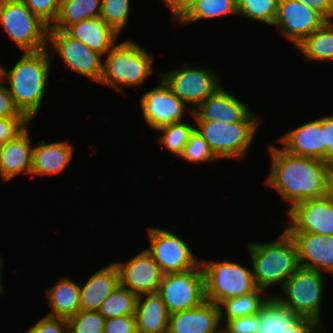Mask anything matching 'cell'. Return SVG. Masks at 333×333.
<instances>
[{"instance_id":"obj_48","label":"cell","mask_w":333,"mask_h":333,"mask_svg":"<svg viewBox=\"0 0 333 333\" xmlns=\"http://www.w3.org/2000/svg\"><path fill=\"white\" fill-rule=\"evenodd\" d=\"M4 257L3 256H0V297H1V295L3 294H5V288H4V284L2 283L3 282V263H4V259H3Z\"/></svg>"},{"instance_id":"obj_21","label":"cell","mask_w":333,"mask_h":333,"mask_svg":"<svg viewBox=\"0 0 333 333\" xmlns=\"http://www.w3.org/2000/svg\"><path fill=\"white\" fill-rule=\"evenodd\" d=\"M74 146L67 140L37 141L32 148L31 180L40 176H54L65 171L73 158ZM39 175V176H38Z\"/></svg>"},{"instance_id":"obj_5","label":"cell","mask_w":333,"mask_h":333,"mask_svg":"<svg viewBox=\"0 0 333 333\" xmlns=\"http://www.w3.org/2000/svg\"><path fill=\"white\" fill-rule=\"evenodd\" d=\"M262 120L259 114L251 111L240 122H195V129L218 160L239 161L247 156L255 135L263 124Z\"/></svg>"},{"instance_id":"obj_22","label":"cell","mask_w":333,"mask_h":333,"mask_svg":"<svg viewBox=\"0 0 333 333\" xmlns=\"http://www.w3.org/2000/svg\"><path fill=\"white\" fill-rule=\"evenodd\" d=\"M221 330L219 306L208 301L170 315L168 333H220Z\"/></svg>"},{"instance_id":"obj_14","label":"cell","mask_w":333,"mask_h":333,"mask_svg":"<svg viewBox=\"0 0 333 333\" xmlns=\"http://www.w3.org/2000/svg\"><path fill=\"white\" fill-rule=\"evenodd\" d=\"M286 213L288 233L333 235V191L320 198L296 203Z\"/></svg>"},{"instance_id":"obj_26","label":"cell","mask_w":333,"mask_h":333,"mask_svg":"<svg viewBox=\"0 0 333 333\" xmlns=\"http://www.w3.org/2000/svg\"><path fill=\"white\" fill-rule=\"evenodd\" d=\"M45 295L50 308L47 316L68 319L80 311V284L69 276L60 277Z\"/></svg>"},{"instance_id":"obj_45","label":"cell","mask_w":333,"mask_h":333,"mask_svg":"<svg viewBox=\"0 0 333 333\" xmlns=\"http://www.w3.org/2000/svg\"><path fill=\"white\" fill-rule=\"evenodd\" d=\"M323 131L325 137V161L333 165V114L324 115Z\"/></svg>"},{"instance_id":"obj_47","label":"cell","mask_w":333,"mask_h":333,"mask_svg":"<svg viewBox=\"0 0 333 333\" xmlns=\"http://www.w3.org/2000/svg\"><path fill=\"white\" fill-rule=\"evenodd\" d=\"M323 323L310 318H301L286 333H315Z\"/></svg>"},{"instance_id":"obj_40","label":"cell","mask_w":333,"mask_h":333,"mask_svg":"<svg viewBox=\"0 0 333 333\" xmlns=\"http://www.w3.org/2000/svg\"><path fill=\"white\" fill-rule=\"evenodd\" d=\"M222 329L226 333H257L259 329V312L250 316H243L228 320Z\"/></svg>"},{"instance_id":"obj_42","label":"cell","mask_w":333,"mask_h":333,"mask_svg":"<svg viewBox=\"0 0 333 333\" xmlns=\"http://www.w3.org/2000/svg\"><path fill=\"white\" fill-rule=\"evenodd\" d=\"M104 333H138L135 315L105 319Z\"/></svg>"},{"instance_id":"obj_49","label":"cell","mask_w":333,"mask_h":333,"mask_svg":"<svg viewBox=\"0 0 333 333\" xmlns=\"http://www.w3.org/2000/svg\"><path fill=\"white\" fill-rule=\"evenodd\" d=\"M326 326L327 325L323 324L315 333H331Z\"/></svg>"},{"instance_id":"obj_29","label":"cell","mask_w":333,"mask_h":333,"mask_svg":"<svg viewBox=\"0 0 333 333\" xmlns=\"http://www.w3.org/2000/svg\"><path fill=\"white\" fill-rule=\"evenodd\" d=\"M270 295L263 289L256 288L248 294L224 300L218 305L222 326L230 319L257 314Z\"/></svg>"},{"instance_id":"obj_15","label":"cell","mask_w":333,"mask_h":333,"mask_svg":"<svg viewBox=\"0 0 333 333\" xmlns=\"http://www.w3.org/2000/svg\"><path fill=\"white\" fill-rule=\"evenodd\" d=\"M326 20L315 10L296 0H279L277 15L272 27L278 29L295 47Z\"/></svg>"},{"instance_id":"obj_3","label":"cell","mask_w":333,"mask_h":333,"mask_svg":"<svg viewBox=\"0 0 333 333\" xmlns=\"http://www.w3.org/2000/svg\"><path fill=\"white\" fill-rule=\"evenodd\" d=\"M244 245L251 259L254 282L266 292L277 285L280 289L300 267L296 244L285 229L270 242Z\"/></svg>"},{"instance_id":"obj_39","label":"cell","mask_w":333,"mask_h":333,"mask_svg":"<svg viewBox=\"0 0 333 333\" xmlns=\"http://www.w3.org/2000/svg\"><path fill=\"white\" fill-rule=\"evenodd\" d=\"M21 333H69L67 319L44 315Z\"/></svg>"},{"instance_id":"obj_36","label":"cell","mask_w":333,"mask_h":333,"mask_svg":"<svg viewBox=\"0 0 333 333\" xmlns=\"http://www.w3.org/2000/svg\"><path fill=\"white\" fill-rule=\"evenodd\" d=\"M183 161L189 164H206L210 162H218V159L214 156L208 143L205 139L196 131L193 132L189 136V140L186 146L183 149L180 157Z\"/></svg>"},{"instance_id":"obj_27","label":"cell","mask_w":333,"mask_h":333,"mask_svg":"<svg viewBox=\"0 0 333 333\" xmlns=\"http://www.w3.org/2000/svg\"><path fill=\"white\" fill-rule=\"evenodd\" d=\"M300 319L299 315L270 295L260 308L257 333H286Z\"/></svg>"},{"instance_id":"obj_17","label":"cell","mask_w":333,"mask_h":333,"mask_svg":"<svg viewBox=\"0 0 333 333\" xmlns=\"http://www.w3.org/2000/svg\"><path fill=\"white\" fill-rule=\"evenodd\" d=\"M251 108L244 100L221 86L214 94L206 98L191 115L194 122H226L242 121Z\"/></svg>"},{"instance_id":"obj_43","label":"cell","mask_w":333,"mask_h":333,"mask_svg":"<svg viewBox=\"0 0 333 333\" xmlns=\"http://www.w3.org/2000/svg\"><path fill=\"white\" fill-rule=\"evenodd\" d=\"M0 117L4 118H26L15 107L12 96L5 83L0 79Z\"/></svg>"},{"instance_id":"obj_46","label":"cell","mask_w":333,"mask_h":333,"mask_svg":"<svg viewBox=\"0 0 333 333\" xmlns=\"http://www.w3.org/2000/svg\"><path fill=\"white\" fill-rule=\"evenodd\" d=\"M318 12L326 21H333V0H296Z\"/></svg>"},{"instance_id":"obj_35","label":"cell","mask_w":333,"mask_h":333,"mask_svg":"<svg viewBox=\"0 0 333 333\" xmlns=\"http://www.w3.org/2000/svg\"><path fill=\"white\" fill-rule=\"evenodd\" d=\"M132 0H102L100 17L118 35L127 28L130 20Z\"/></svg>"},{"instance_id":"obj_18","label":"cell","mask_w":333,"mask_h":333,"mask_svg":"<svg viewBox=\"0 0 333 333\" xmlns=\"http://www.w3.org/2000/svg\"><path fill=\"white\" fill-rule=\"evenodd\" d=\"M277 142L287 153L325 161L323 116L290 129Z\"/></svg>"},{"instance_id":"obj_23","label":"cell","mask_w":333,"mask_h":333,"mask_svg":"<svg viewBox=\"0 0 333 333\" xmlns=\"http://www.w3.org/2000/svg\"><path fill=\"white\" fill-rule=\"evenodd\" d=\"M119 285V274L113 261L94 271L80 285V310L99 311L102 302Z\"/></svg>"},{"instance_id":"obj_9","label":"cell","mask_w":333,"mask_h":333,"mask_svg":"<svg viewBox=\"0 0 333 333\" xmlns=\"http://www.w3.org/2000/svg\"><path fill=\"white\" fill-rule=\"evenodd\" d=\"M222 76L205 64L188 61L176 69L159 73L171 91L192 111L222 86Z\"/></svg>"},{"instance_id":"obj_12","label":"cell","mask_w":333,"mask_h":333,"mask_svg":"<svg viewBox=\"0 0 333 333\" xmlns=\"http://www.w3.org/2000/svg\"><path fill=\"white\" fill-rule=\"evenodd\" d=\"M169 314L199 307L206 301L201 264L194 269L163 275L157 292Z\"/></svg>"},{"instance_id":"obj_4","label":"cell","mask_w":333,"mask_h":333,"mask_svg":"<svg viewBox=\"0 0 333 333\" xmlns=\"http://www.w3.org/2000/svg\"><path fill=\"white\" fill-rule=\"evenodd\" d=\"M153 57V53L135 40L117 41L103 57L100 85L113 88L122 95L124 88L138 89L153 73L159 77L160 71L156 72Z\"/></svg>"},{"instance_id":"obj_37","label":"cell","mask_w":333,"mask_h":333,"mask_svg":"<svg viewBox=\"0 0 333 333\" xmlns=\"http://www.w3.org/2000/svg\"><path fill=\"white\" fill-rule=\"evenodd\" d=\"M69 333H104L105 317L99 311H79L67 319Z\"/></svg>"},{"instance_id":"obj_41","label":"cell","mask_w":333,"mask_h":333,"mask_svg":"<svg viewBox=\"0 0 333 333\" xmlns=\"http://www.w3.org/2000/svg\"><path fill=\"white\" fill-rule=\"evenodd\" d=\"M29 123L27 118L0 117V145L17 136Z\"/></svg>"},{"instance_id":"obj_11","label":"cell","mask_w":333,"mask_h":333,"mask_svg":"<svg viewBox=\"0 0 333 333\" xmlns=\"http://www.w3.org/2000/svg\"><path fill=\"white\" fill-rule=\"evenodd\" d=\"M47 50L51 57L57 54L68 71L93 82H100L103 56L72 38L64 30L48 29Z\"/></svg>"},{"instance_id":"obj_2","label":"cell","mask_w":333,"mask_h":333,"mask_svg":"<svg viewBox=\"0 0 333 333\" xmlns=\"http://www.w3.org/2000/svg\"><path fill=\"white\" fill-rule=\"evenodd\" d=\"M52 59L46 48L36 52H22L20 59L9 70L0 62V79L7 86L15 107L30 122L43 107L53 68Z\"/></svg>"},{"instance_id":"obj_6","label":"cell","mask_w":333,"mask_h":333,"mask_svg":"<svg viewBox=\"0 0 333 333\" xmlns=\"http://www.w3.org/2000/svg\"><path fill=\"white\" fill-rule=\"evenodd\" d=\"M325 279L317 270L299 267L279 289L281 293H269L301 318H310L329 325L324 322L321 312L327 282Z\"/></svg>"},{"instance_id":"obj_8","label":"cell","mask_w":333,"mask_h":333,"mask_svg":"<svg viewBox=\"0 0 333 333\" xmlns=\"http://www.w3.org/2000/svg\"><path fill=\"white\" fill-rule=\"evenodd\" d=\"M20 49L36 52L47 48L49 26L22 0H0V28Z\"/></svg>"},{"instance_id":"obj_44","label":"cell","mask_w":333,"mask_h":333,"mask_svg":"<svg viewBox=\"0 0 333 333\" xmlns=\"http://www.w3.org/2000/svg\"><path fill=\"white\" fill-rule=\"evenodd\" d=\"M198 0H163L169 9L170 18L177 24L196 4Z\"/></svg>"},{"instance_id":"obj_33","label":"cell","mask_w":333,"mask_h":333,"mask_svg":"<svg viewBox=\"0 0 333 333\" xmlns=\"http://www.w3.org/2000/svg\"><path fill=\"white\" fill-rule=\"evenodd\" d=\"M137 298V295L118 285L102 302L99 312L105 319L117 318L123 315H135Z\"/></svg>"},{"instance_id":"obj_28","label":"cell","mask_w":333,"mask_h":333,"mask_svg":"<svg viewBox=\"0 0 333 333\" xmlns=\"http://www.w3.org/2000/svg\"><path fill=\"white\" fill-rule=\"evenodd\" d=\"M295 48L309 61L333 60V21H326Z\"/></svg>"},{"instance_id":"obj_13","label":"cell","mask_w":333,"mask_h":333,"mask_svg":"<svg viewBox=\"0 0 333 333\" xmlns=\"http://www.w3.org/2000/svg\"><path fill=\"white\" fill-rule=\"evenodd\" d=\"M155 87L144 92L140 98L145 125L156 132L162 126L186 121V112L193 113L159 77Z\"/></svg>"},{"instance_id":"obj_20","label":"cell","mask_w":333,"mask_h":333,"mask_svg":"<svg viewBox=\"0 0 333 333\" xmlns=\"http://www.w3.org/2000/svg\"><path fill=\"white\" fill-rule=\"evenodd\" d=\"M29 125L13 139L0 145V179L3 182L25 174L31 179L33 143Z\"/></svg>"},{"instance_id":"obj_16","label":"cell","mask_w":333,"mask_h":333,"mask_svg":"<svg viewBox=\"0 0 333 333\" xmlns=\"http://www.w3.org/2000/svg\"><path fill=\"white\" fill-rule=\"evenodd\" d=\"M113 263L118 270L120 286L137 296L158 292L164 274L146 249L127 261Z\"/></svg>"},{"instance_id":"obj_7","label":"cell","mask_w":333,"mask_h":333,"mask_svg":"<svg viewBox=\"0 0 333 333\" xmlns=\"http://www.w3.org/2000/svg\"><path fill=\"white\" fill-rule=\"evenodd\" d=\"M205 278L206 301L219 305L228 298L254 291L257 286L252 268L239 261L224 259H201Z\"/></svg>"},{"instance_id":"obj_24","label":"cell","mask_w":333,"mask_h":333,"mask_svg":"<svg viewBox=\"0 0 333 333\" xmlns=\"http://www.w3.org/2000/svg\"><path fill=\"white\" fill-rule=\"evenodd\" d=\"M64 31L103 57L120 38V35L109 27L101 17L87 18L68 26Z\"/></svg>"},{"instance_id":"obj_32","label":"cell","mask_w":333,"mask_h":333,"mask_svg":"<svg viewBox=\"0 0 333 333\" xmlns=\"http://www.w3.org/2000/svg\"><path fill=\"white\" fill-rule=\"evenodd\" d=\"M195 129V124L187 121L176 122L160 127L156 131L161 133L156 141L164 146L173 156L180 157L186 146L190 134Z\"/></svg>"},{"instance_id":"obj_31","label":"cell","mask_w":333,"mask_h":333,"mask_svg":"<svg viewBox=\"0 0 333 333\" xmlns=\"http://www.w3.org/2000/svg\"><path fill=\"white\" fill-rule=\"evenodd\" d=\"M238 15L237 0H198L193 8L177 23L186 27L191 23L203 20L220 19Z\"/></svg>"},{"instance_id":"obj_10","label":"cell","mask_w":333,"mask_h":333,"mask_svg":"<svg viewBox=\"0 0 333 333\" xmlns=\"http://www.w3.org/2000/svg\"><path fill=\"white\" fill-rule=\"evenodd\" d=\"M148 245L145 249L159 265L163 274L180 273L201 264L186 240L176 233L159 227H147Z\"/></svg>"},{"instance_id":"obj_30","label":"cell","mask_w":333,"mask_h":333,"mask_svg":"<svg viewBox=\"0 0 333 333\" xmlns=\"http://www.w3.org/2000/svg\"><path fill=\"white\" fill-rule=\"evenodd\" d=\"M102 0H61L57 20L49 29L65 30L87 18L100 17Z\"/></svg>"},{"instance_id":"obj_25","label":"cell","mask_w":333,"mask_h":333,"mask_svg":"<svg viewBox=\"0 0 333 333\" xmlns=\"http://www.w3.org/2000/svg\"><path fill=\"white\" fill-rule=\"evenodd\" d=\"M135 318L138 333H168L170 314L160 295H139Z\"/></svg>"},{"instance_id":"obj_19","label":"cell","mask_w":333,"mask_h":333,"mask_svg":"<svg viewBox=\"0 0 333 333\" xmlns=\"http://www.w3.org/2000/svg\"><path fill=\"white\" fill-rule=\"evenodd\" d=\"M298 252L300 267L333 277V235L289 233Z\"/></svg>"},{"instance_id":"obj_38","label":"cell","mask_w":333,"mask_h":333,"mask_svg":"<svg viewBox=\"0 0 333 333\" xmlns=\"http://www.w3.org/2000/svg\"><path fill=\"white\" fill-rule=\"evenodd\" d=\"M44 23L51 27L58 18L61 0H22Z\"/></svg>"},{"instance_id":"obj_34","label":"cell","mask_w":333,"mask_h":333,"mask_svg":"<svg viewBox=\"0 0 333 333\" xmlns=\"http://www.w3.org/2000/svg\"><path fill=\"white\" fill-rule=\"evenodd\" d=\"M279 0H237V12L240 18L272 26Z\"/></svg>"},{"instance_id":"obj_1","label":"cell","mask_w":333,"mask_h":333,"mask_svg":"<svg viewBox=\"0 0 333 333\" xmlns=\"http://www.w3.org/2000/svg\"><path fill=\"white\" fill-rule=\"evenodd\" d=\"M270 170L263 185L275 189L289 206L303 200L320 198L333 190V165L316 158L287 153L276 144L267 146Z\"/></svg>"}]
</instances>
